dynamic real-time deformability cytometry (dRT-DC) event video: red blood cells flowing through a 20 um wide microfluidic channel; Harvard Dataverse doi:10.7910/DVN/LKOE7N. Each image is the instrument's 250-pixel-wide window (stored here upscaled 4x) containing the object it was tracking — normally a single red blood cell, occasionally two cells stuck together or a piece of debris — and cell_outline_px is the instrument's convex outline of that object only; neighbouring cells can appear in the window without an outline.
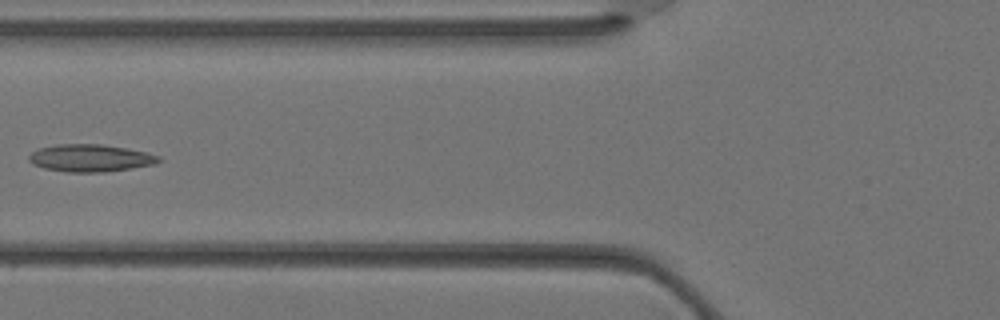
{"species": "Egyptian fruit bat (a non-hibernating species)", "species_latin": "Rousettus aegyptiacus", "temperature_condition": "warm", "stored_images_in_passage": 29, "camera_frame_rate_fps": 3000, "um_per_image_px": 0.085, "animal": {"sex": "female"}, "frame": {"image": 1, "passage_image": 7, "time_ms": 2.0, "image_size_px": [1000, 320], "cell_outline_px": [[160, 160], [156, 164], [132, 168], [104, 172], [68, 172], [44, 168], [32, 164], [28, 160], [28, 156], [36, 148], [56, 144], [104, 144], [144, 152], [160, 156]], "centroid_in_image_um": [7.63, 13.43], "position_along_channel_um": 118.2, "area_um2": 20.75}}
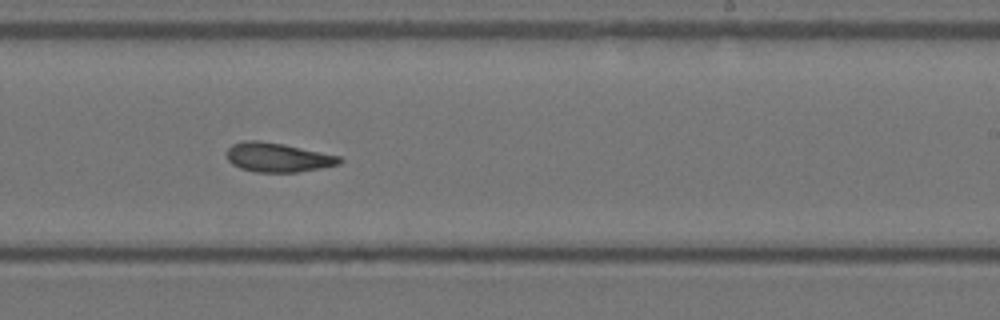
{"frame": {"image": 2, "passage_image": 15, "time_ms": 4.667, "image_size_px": [1000, 320], "cell_outline_px": [[344, 160], [340, 164], [320, 168], [296, 172], [256, 172], [240, 168], [232, 164], [228, 160], [228, 148], [232, 144], [244, 140], [260, 140], [284, 144], [340, 156]], "centroid_in_image_um": [23.62, 13.37], "position_along_channel_um": 265.4, "area_um2": 19.19}}
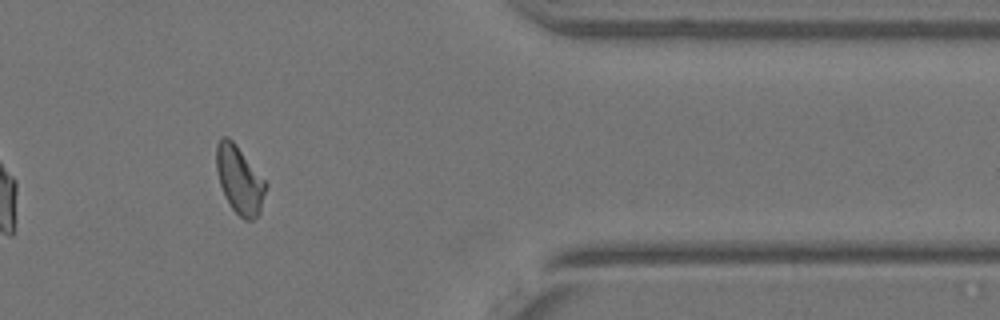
{"frame": {"image": 3, "passage_image": 23, "time_ms": 7.333, "image_size_px": [1000, 320], "cell_outline_px": [[268, 184], [260, 212], [252, 220], [244, 220], [232, 208], [220, 184], [216, 168], [216, 144], [220, 136], [228, 136], [236, 144]], "centroid_in_image_um": [20.36, 15.25], "position_along_channel_um": 391.0, "area_um2": 19.36}}